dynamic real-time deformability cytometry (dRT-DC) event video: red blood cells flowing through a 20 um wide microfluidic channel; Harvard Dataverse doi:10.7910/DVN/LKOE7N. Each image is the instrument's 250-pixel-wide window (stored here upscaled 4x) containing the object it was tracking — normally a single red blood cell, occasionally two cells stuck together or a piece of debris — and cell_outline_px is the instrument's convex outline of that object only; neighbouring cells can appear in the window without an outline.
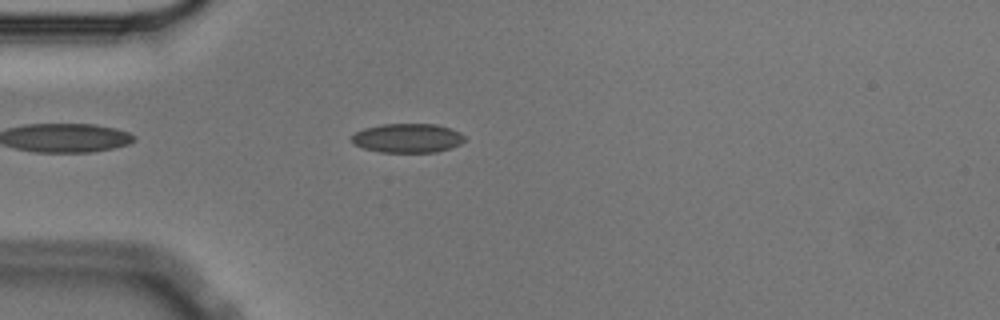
{"species": "Egyptian fruit bat (a non-hibernating species)", "species_latin": "Rousettus aegyptiacus", "temperature_condition": "cold", "stored_images_in_passage": 46, "camera_frame_rate_fps": 3000, "um_per_image_px": 0.085, "animal": {"sex": "male"}, "frame": {"image": 1, "passage_image": 5, "time_ms": 1.333, "image_size_px": [1000, 320], "cell_outline_px": [[464, 140], [460, 144], [452, 148], [436, 152], [380, 152], [364, 148], [356, 144], [352, 140], [352, 136], [356, 132], [364, 128], [380, 124], [436, 124], [460, 132], [464, 136]], "centroid_in_image_um": [34.66, 11.74], "position_along_channel_um": 50.3, "area_um2": 19.07}}
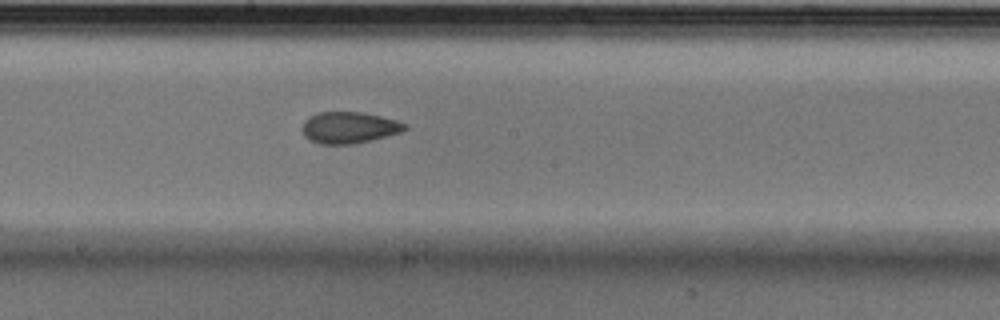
{"frame": {"image": 2, "passage_image": 20, "time_ms": 6.333, "image_size_px": [1000, 320], "cell_outline_px": [[408, 128], [400, 132], [372, 140], [352, 144], [320, 144], [308, 140], [304, 136], [304, 120], [308, 116], [320, 112], [360, 112], [380, 116], [396, 120], [408, 124]], "centroid_in_image_um": [29.67, 10.85], "position_along_channel_um": 218.5, "area_um2": 18.79}}
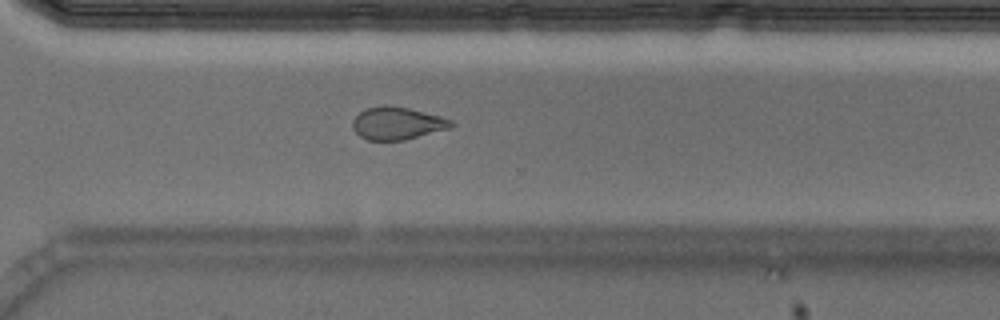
{"frame": {"image": 3, "passage_image": 30, "time_ms": 9.667, "image_size_px": [1000, 320], "cell_outline_px": [[456, 124], [448, 128], [404, 140], [368, 140], [360, 136], [352, 128], [352, 120], [364, 108], [384, 104], [388, 104], [408, 108], [440, 116], [452, 120]], "centroid_in_image_um": [33.72, 10.46], "position_along_channel_um": 336.9, "area_um2": 18.73}, "authors_computed_cell_mechanics": {"area_um2": 19.074, "velocity_mm_per_s": 3.5701, "shape_relaxation_time_tau1_ms": 8.2563, "shape_relaxation_time_tau2_ms": 2.5547, "deformation_change_tau1": 0.124, "deformation_change_tau2": 0.0924}}